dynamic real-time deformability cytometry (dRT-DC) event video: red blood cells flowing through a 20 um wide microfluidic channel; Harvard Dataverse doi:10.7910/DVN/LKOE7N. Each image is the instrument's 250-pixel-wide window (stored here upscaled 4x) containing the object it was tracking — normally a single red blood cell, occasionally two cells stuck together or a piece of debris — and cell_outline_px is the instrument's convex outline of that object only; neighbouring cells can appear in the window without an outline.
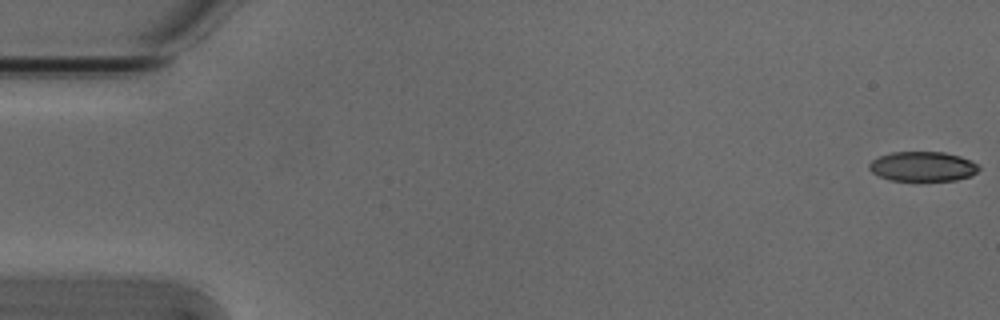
{"species": "Egyptian fruit bat (a non-hibernating species)", "species_latin": "Rousettus aegyptiacus", "temperature_condition": "cold", "stored_images_in_passage": 6, "camera_frame_rate_fps": 3000, "um_per_image_px": 0.085, "animal": {"sex": "male"}, "frame": {"image": 1, "passage_image": 1, "time_ms": 0.0, "image_size_px": [1000, 320], "cell_outline_px": [[980, 168], [972, 176], [956, 180], [888, 180], [872, 172], [868, 168], [868, 164], [872, 160], [880, 156], [892, 152], [944, 152], [960, 156], [976, 164]], "centroid_in_image_um": [78.41, 14.15], "position_along_channel_um": 6.6, "area_um2": 18.84}}
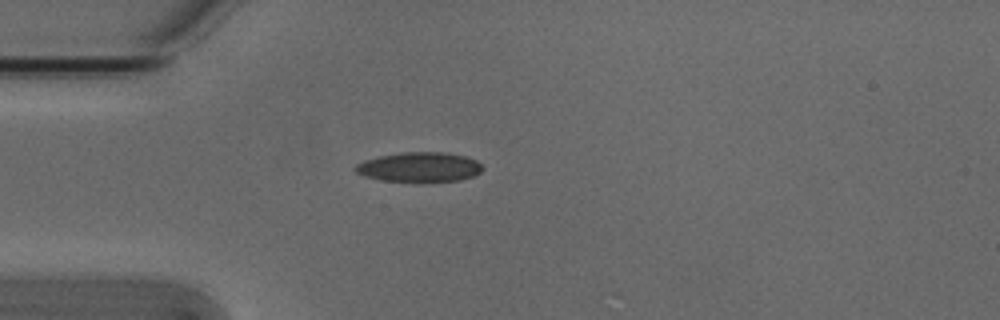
{"frame": {"image": 2, "passage_image": 5, "time_ms": 1.333, "image_size_px": [1000, 320], "cell_outline_px": [[484, 168], [480, 172], [472, 176], [460, 180], [416, 184], [380, 180], [364, 176], [356, 172], [352, 168], [356, 164], [364, 160], [380, 156], [400, 152], [444, 152], [464, 156], [476, 160]], "centroid_in_image_um": [35.61, 14.24], "position_along_channel_um": 49.4, "area_um2": 22.72}}